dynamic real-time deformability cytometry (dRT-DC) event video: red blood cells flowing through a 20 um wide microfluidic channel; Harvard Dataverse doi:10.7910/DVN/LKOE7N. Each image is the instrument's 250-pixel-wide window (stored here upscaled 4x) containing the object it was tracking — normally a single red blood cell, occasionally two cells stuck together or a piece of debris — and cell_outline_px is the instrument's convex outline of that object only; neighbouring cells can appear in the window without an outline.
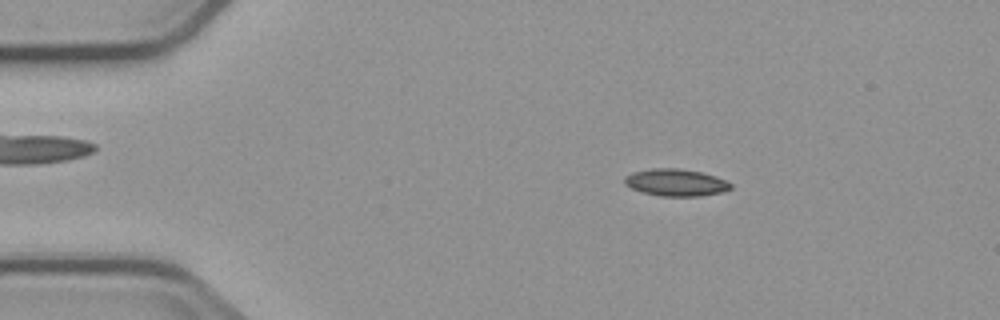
{"species": "common noctule bat (a hibernating species)", "species_latin": "Nyctalus noctula", "temperature_condition": "cold", "stored_images_in_passage": 3, "camera_frame_rate_fps": 3000, "um_per_image_px": 0.085, "animal": {"sex": "male", "body_mass_g": 23.1, "forearm_length_mm": 52.7}, "frame": {"image": 1, "passage_image": 1, "time_ms": 0.0, "image_size_px": [1000, 320], "cell_outline_px": [[732, 188], [724, 192], [700, 196], [660, 196], [640, 192], [624, 184], [624, 176], [632, 172], [648, 168], [680, 168], [700, 172], [716, 176], [732, 184]], "centroid_in_image_um": [57.42, 15.51], "position_along_channel_um": 27.6, "area_um2": 16.99}}
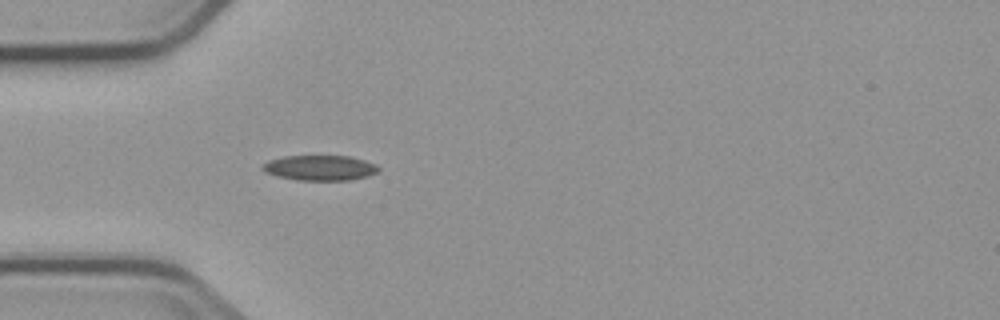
{"frame": {"image": 2, "passage_image": 3, "time_ms": 2.333, "image_size_px": [1000, 320], "cell_outline_px": [[380, 172], [368, 176], [348, 180], [296, 180], [276, 176], [264, 172], [260, 168], [268, 160], [284, 156], [348, 156], [364, 160], [376, 164], [380, 168]], "centroid_in_image_um": [27.19, 14.27], "position_along_channel_um": 57.8, "area_um2": 17.17}}